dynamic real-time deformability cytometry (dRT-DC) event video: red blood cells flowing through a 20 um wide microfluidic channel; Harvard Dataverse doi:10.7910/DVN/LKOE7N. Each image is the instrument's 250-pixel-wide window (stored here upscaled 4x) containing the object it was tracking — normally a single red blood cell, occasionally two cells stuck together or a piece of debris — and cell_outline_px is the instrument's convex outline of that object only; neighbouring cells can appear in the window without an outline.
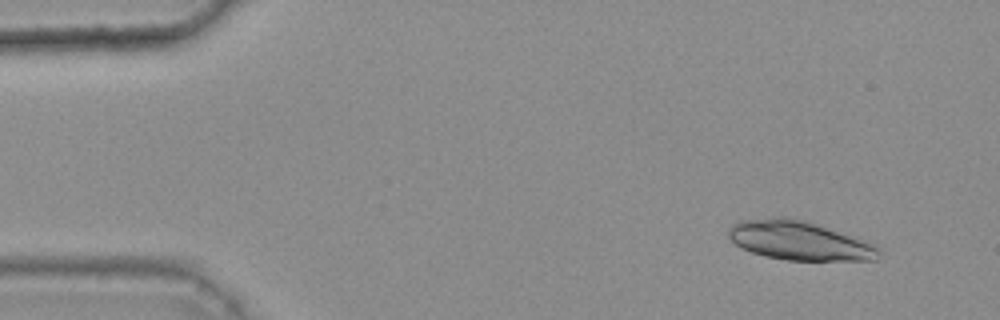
{"species": "common noctule bat (a hibernating species)", "species_latin": "Nyctalus noctula", "temperature_condition": "warm", "stored_images_in_passage": 42, "camera_frame_rate_fps": 3000, "um_per_image_px": 0.085, "animal": {"sex": "female", "body_mass_g": 25.1}, "frame": {"image": 1, "passage_image": 2, "time_ms": 0.333, "image_size_px": [1000, 320], "cell_outline_px": [[880, 252], [876, 260], [788, 260], [764, 256], [740, 248], [728, 236], [728, 228], [732, 224], [740, 220], [780, 216], [784, 216], [804, 220], [856, 236], [868, 240], [876, 244], [880, 248]], "centroid_in_image_um": [67.96, 20.44], "position_along_channel_um": 17.0, "area_um2": 34.62}}
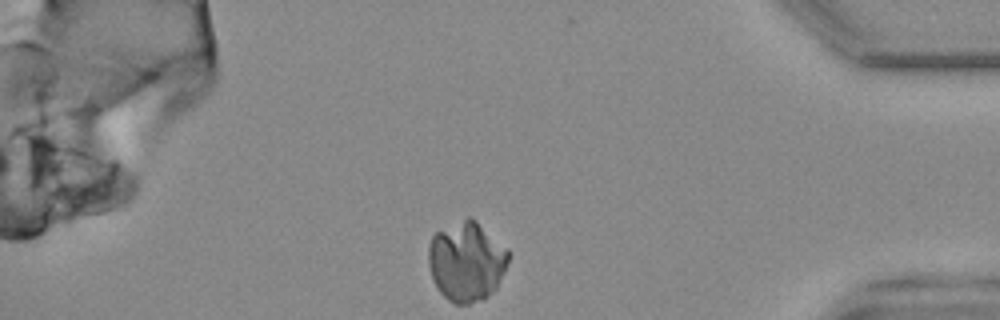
{"frame": {"image": 2, "passage_image": 42, "time_ms": 13.667, "image_size_px": [1000, 320], "cell_outline_px": [[508, 264], [496, 288], [484, 300], [468, 304], [456, 304], [448, 300], [436, 288], [432, 280], [428, 264], [428, 248], [432, 236], [436, 232], [468, 216], [472, 216], [508, 248]], "centroid_in_image_um": [39.65, 22.22], "position_along_channel_um": 395.5, "area_um2": 37.57}}